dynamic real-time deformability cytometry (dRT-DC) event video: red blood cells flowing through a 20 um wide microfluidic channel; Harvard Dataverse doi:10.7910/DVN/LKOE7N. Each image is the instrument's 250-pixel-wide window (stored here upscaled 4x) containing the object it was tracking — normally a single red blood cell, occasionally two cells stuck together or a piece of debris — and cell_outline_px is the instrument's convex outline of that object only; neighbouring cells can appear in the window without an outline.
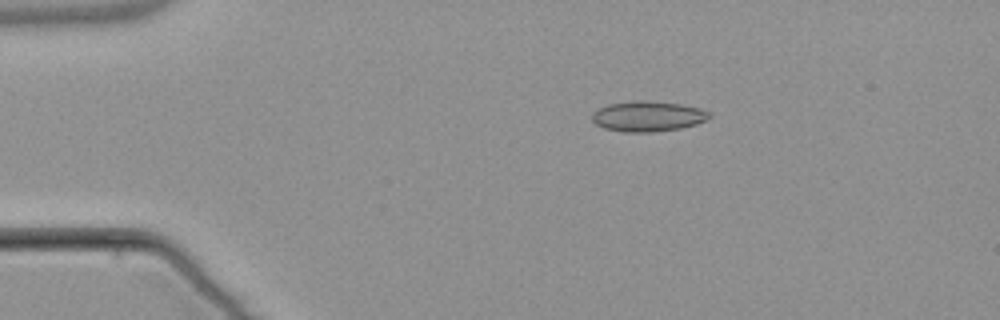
{"species": "common noctule bat (a hibernating species)", "species_latin": "Nyctalus noctula", "temperature_condition": "warm", "stored_images_in_passage": 4, "camera_frame_rate_fps": 3000, "um_per_image_px": 0.085, "animal": {"sex": "male", "body_mass_g": 21.5, "forearm_length_mm": 52.0}, "frame": {"image": 1, "passage_image": 3, "time_ms": 2.667, "image_size_px": [1000, 320], "cell_outline_px": [[712, 116], [708, 120], [696, 124], [680, 128], [652, 132], [624, 132], [604, 128], [596, 124], [592, 120], [592, 112], [596, 108], [608, 104], [632, 100], [644, 100], [680, 104], [700, 108], [712, 112]], "centroid_in_image_um": [55.07, 9.87], "position_along_channel_um": 29.9, "area_um2": 21.04}}